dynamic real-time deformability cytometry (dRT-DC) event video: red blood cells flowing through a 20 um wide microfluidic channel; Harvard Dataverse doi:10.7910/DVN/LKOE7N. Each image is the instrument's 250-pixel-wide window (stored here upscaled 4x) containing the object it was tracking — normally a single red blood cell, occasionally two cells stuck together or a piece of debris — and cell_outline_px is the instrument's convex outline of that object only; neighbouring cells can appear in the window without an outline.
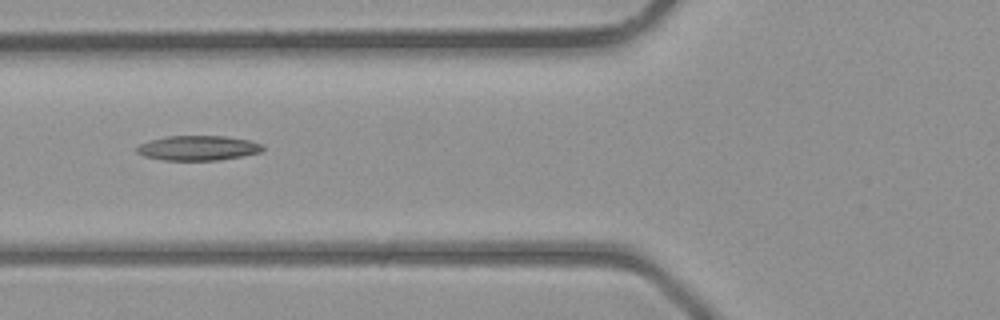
{"species": "common noctule bat (a hibernating species)", "species_latin": "Nyctalus noctula", "temperature_condition": "room temperature", "stored_images_in_passage": 3, "camera_frame_rate_fps": 3000, "um_per_image_px": 0.085, "animal": {"sex": "male", "body_mass_g": 23.1, "forearm_length_mm": 52.7}, "frame": {"image": 1, "passage_image": 3, "time_ms": 2.333, "image_size_px": [1000, 320], "cell_outline_px": [[264, 148], [260, 152], [220, 160], [164, 160], [144, 156], [136, 152], [136, 148], [140, 144], [152, 140], [168, 136], [224, 136], [248, 140], [264, 144]], "centroid_in_image_um": [16.84, 12.58], "position_along_channel_um": 109.0, "area_um2": 18.03}}